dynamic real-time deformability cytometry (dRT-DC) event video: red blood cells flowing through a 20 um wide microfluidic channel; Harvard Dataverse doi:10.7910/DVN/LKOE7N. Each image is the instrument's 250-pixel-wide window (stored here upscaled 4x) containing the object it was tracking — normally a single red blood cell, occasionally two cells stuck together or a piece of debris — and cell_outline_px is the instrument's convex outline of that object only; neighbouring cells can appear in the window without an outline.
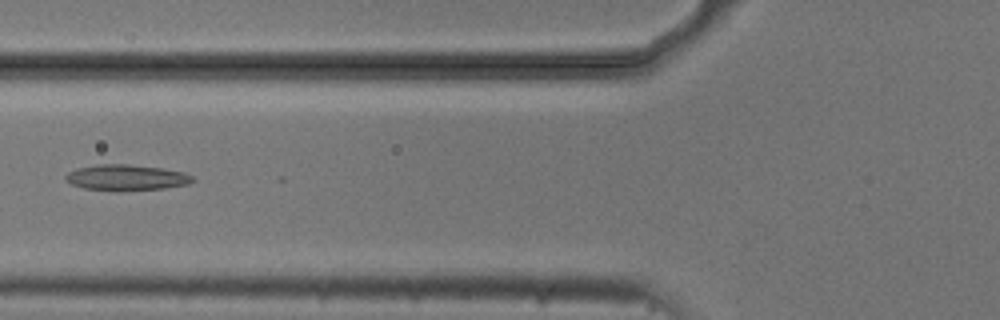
{"species": "common noctule bat (a hibernating species)", "species_latin": "Nyctalus noctula", "temperature_condition": "cold", "stored_images_in_passage": 6, "camera_frame_rate_fps": 3000, "um_per_image_px": 0.085, "animal": {"sex": "male", "body_mass_g": 20.5, "forearm_length_mm": 52.5}, "frame": {"image": 1, "passage_image": 5, "time_ms": 1.333, "image_size_px": [1000, 320], "cell_outline_px": [[196, 180], [188, 184], [164, 188], [116, 192], [84, 188], [72, 184], [64, 180], [64, 176], [68, 172], [76, 168], [96, 164], [128, 164], [160, 168], [184, 172], [192, 176]], "centroid_in_image_um": [10.7, 15.1], "position_along_channel_um": 115.1, "area_um2": 19.42}}
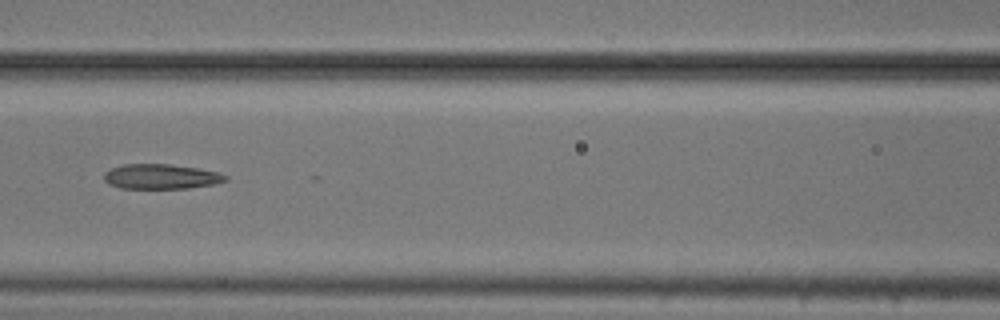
{"frame": {"image": 2, "passage_image": 6, "time_ms": 1.667, "image_size_px": [1000, 320], "cell_outline_px": [[228, 180], [212, 184], [188, 188], [120, 188], [108, 184], [104, 180], [104, 172], [112, 168], [124, 164], [168, 164], [196, 168], [220, 172], [228, 176]], "centroid_in_image_um": [13.68, 15.0], "position_along_channel_um": 152.9, "area_um2": 17.57}}